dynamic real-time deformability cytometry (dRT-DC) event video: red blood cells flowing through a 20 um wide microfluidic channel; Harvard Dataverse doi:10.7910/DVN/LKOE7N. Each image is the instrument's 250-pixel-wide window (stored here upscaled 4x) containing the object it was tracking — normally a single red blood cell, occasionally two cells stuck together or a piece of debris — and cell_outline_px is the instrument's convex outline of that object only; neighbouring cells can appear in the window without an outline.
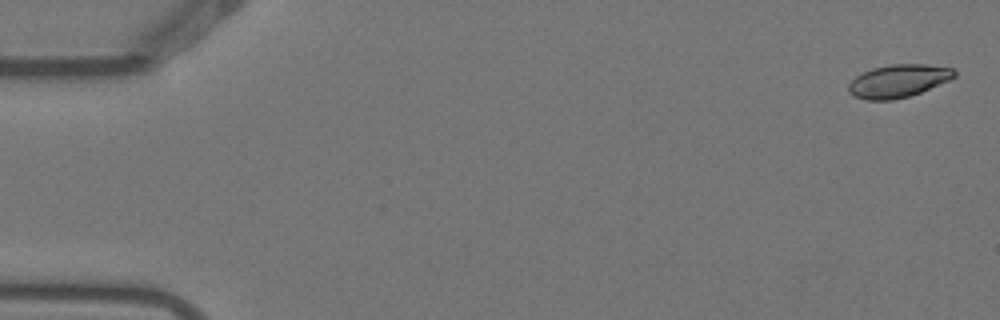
{"species": "Egyptian fruit bat (a non-hibernating species)", "species_latin": "Rousettus aegyptiacus", "temperature_condition": "warm", "stored_images_in_passage": 5, "camera_frame_rate_fps": 3000, "um_per_image_px": 0.085, "animal": {"sex": "female"}, "frame": {"image": 1, "passage_image": 1, "time_ms": 0.0, "image_size_px": [1000, 320], "cell_outline_px": [[956, 76], [948, 80], [920, 92], [908, 96], [892, 100], [864, 100], [852, 96], [848, 92], [848, 84], [856, 76], [872, 68], [892, 64], [924, 64], [952, 68], [956, 72]], "centroid_in_image_um": [76.31, 6.89], "position_along_channel_um": 8.7, "area_um2": 20.17}}
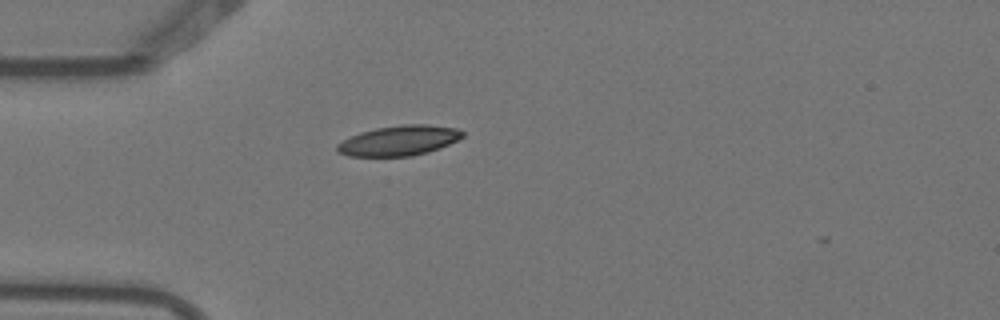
{"frame": {"image": 2, "passage_image": 5, "time_ms": 1.333, "image_size_px": [1000, 320], "cell_outline_px": [[464, 136], [440, 148], [428, 152], [412, 156], [348, 156], [336, 152], [336, 144], [360, 132], [376, 128], [404, 124], [428, 124], [456, 128], [464, 132]], "centroid_in_image_um": [33.91, 11.95], "position_along_channel_um": 51.1, "area_um2": 21.96}}